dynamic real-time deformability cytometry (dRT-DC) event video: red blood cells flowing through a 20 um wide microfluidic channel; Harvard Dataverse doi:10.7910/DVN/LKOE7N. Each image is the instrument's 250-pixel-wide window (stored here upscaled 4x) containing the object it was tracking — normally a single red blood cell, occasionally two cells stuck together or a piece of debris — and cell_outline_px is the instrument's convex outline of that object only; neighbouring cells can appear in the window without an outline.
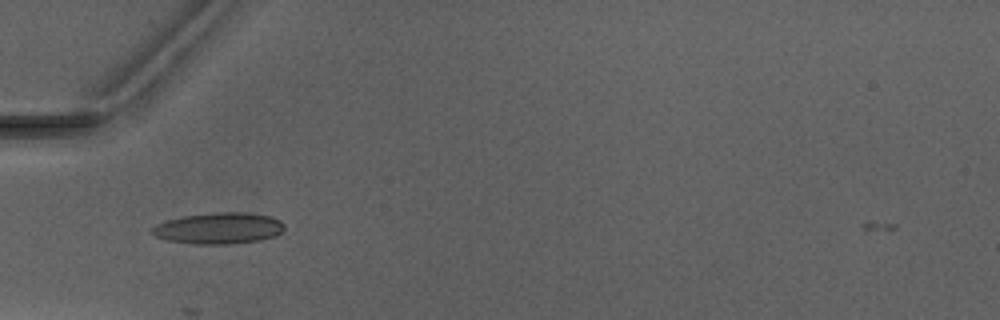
{"species": "Egyptian fruit bat (a non-hibernating species)", "species_latin": "Rousettus aegyptiacus", "temperature_condition": "warm", "stored_images_in_passage": 3, "camera_frame_rate_fps": 3000, "um_per_image_px": 0.085, "animal": {"sex": "male"}, "frame": {"image": 1, "passage_image": 1, "time_ms": 0.0, "image_size_px": [1000, 320], "cell_outline_px": [[284, 228], [276, 236], [260, 240], [228, 244], [192, 244], [168, 240], [156, 236], [152, 232], [152, 228], [156, 224], [168, 220], [184, 216], [216, 212], [248, 212], [272, 216], [280, 220], [284, 224]], "centroid_in_image_um": [18.64, 19.39], "position_along_channel_um": 66.4, "area_um2": 24.1}}